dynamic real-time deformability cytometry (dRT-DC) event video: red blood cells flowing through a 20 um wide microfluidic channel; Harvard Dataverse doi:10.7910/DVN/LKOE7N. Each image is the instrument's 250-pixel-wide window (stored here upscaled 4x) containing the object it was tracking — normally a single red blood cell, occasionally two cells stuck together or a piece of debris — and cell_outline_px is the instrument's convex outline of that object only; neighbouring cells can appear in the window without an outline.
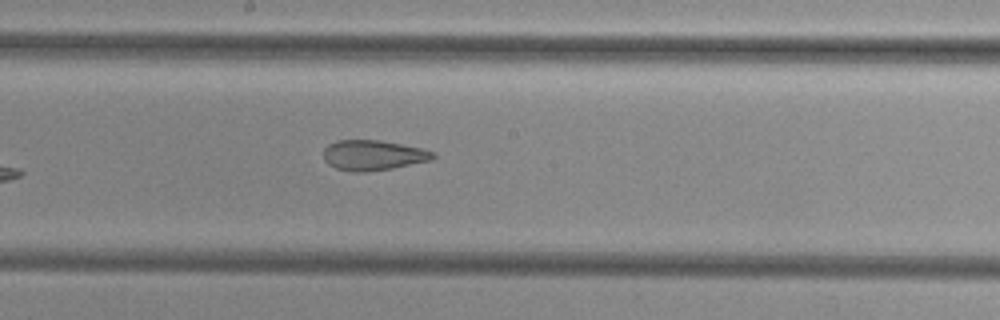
{"species": "common noctule bat (a hibernating species)", "species_latin": "Nyctalus noctula", "temperature_condition": "cold", "stored_images_in_passage": 6, "camera_frame_rate_fps": 3000, "um_per_image_px": 0.085, "animal": {"sex": "female", "body_mass_g": 29.2, "forearm_length_mm": 56.3}, "frame": {"image": 1, "passage_image": 6, "time_ms": 1.667, "image_size_px": [1000, 320], "cell_outline_px": [[436, 156], [432, 160], [392, 168], [368, 172], [352, 172], [336, 168], [328, 164], [324, 160], [324, 148], [328, 144], [336, 140], [380, 140], [420, 148], [436, 152]], "centroid_in_image_um": [31.71, 13.2], "position_along_channel_um": 216.5, "area_um2": 19.36}}